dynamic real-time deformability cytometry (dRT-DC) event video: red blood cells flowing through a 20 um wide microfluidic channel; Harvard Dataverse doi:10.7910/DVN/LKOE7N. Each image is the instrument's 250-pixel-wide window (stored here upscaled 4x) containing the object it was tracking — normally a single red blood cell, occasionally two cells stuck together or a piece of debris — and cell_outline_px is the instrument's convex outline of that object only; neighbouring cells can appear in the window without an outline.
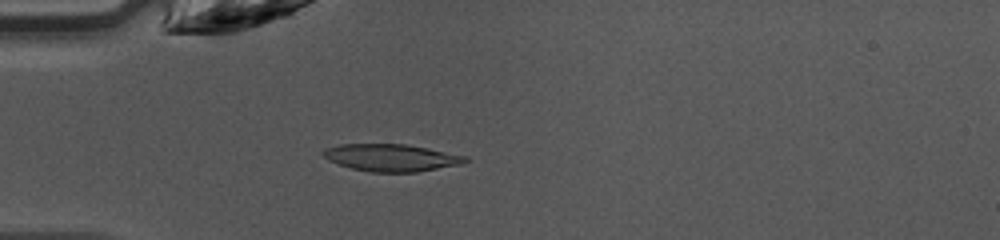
{"species": "common noctule bat (a hibernating species)", "species_latin": "Nyctalus noctula", "temperature_condition": "warm", "stored_images_in_passage": 46, "camera_frame_rate_fps": 3000, "um_per_image_px": 0.085, "animal": {"sex": "female", "body_mass_g": 10.0, "forearm_length_mm": 53.1}, "frame": {"image": 1, "passage_image": 13, "time_ms": 4.0, "image_size_px": [1000, 240], "cell_outline_px": [[468, 160], [460, 164], [416, 172], [372, 172], [352, 168], [328, 160], [320, 152], [324, 148], [340, 144], [408, 144], [468, 156]], "centroid_in_image_um": [33.24, 13.39], "position_along_channel_um": 51.8, "area_um2": 22.48}}
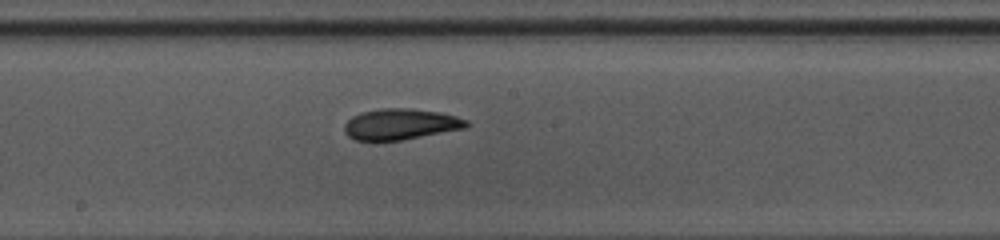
{"frame": {"image": 2, "passage_image": 25, "time_ms": 8.0, "image_size_px": [1000, 240], "cell_outline_px": [[468, 124], [464, 128], [400, 140], [356, 140], [348, 136], [344, 132], [344, 124], [352, 116], [360, 112], [384, 108], [412, 108], [440, 112], [456, 116], [468, 120]], "centroid_in_image_um": [34.02, 10.54], "position_along_channel_um": 214.2, "area_um2": 21.85}}
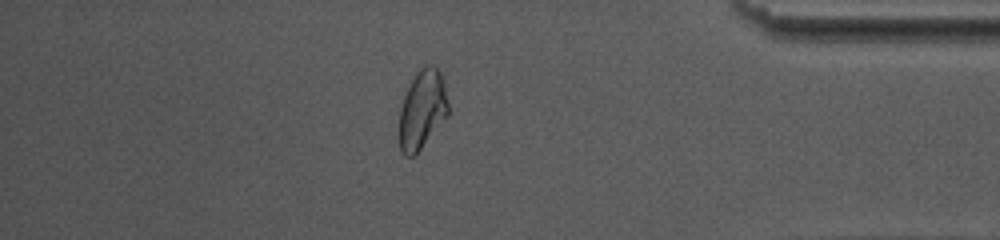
{"frame": {"image": 3, "passage_image": 40, "time_ms": 13.0, "image_size_px": [1000, 240], "cell_outline_px": [[448, 116], [420, 148], [412, 156], [404, 156], [400, 148], [400, 108], [404, 96], [416, 72], [424, 64], [432, 64], [440, 72], [444, 80], [448, 104]], "centroid_in_image_um": [35.91, 9.26], "position_along_channel_um": 399.3, "area_um2": 22.25}, "authors_computed_cell_mechanics": {"area_um2": 22.1085, "velocity_mm_per_s": 4.2639, "shape_relaxation_time_tau1_ms": 3.7597, "shape_relaxation_time_tau2_ms": 1.8274, "deformation_change_tau1": 0.1384, "deformation_change_tau2": 0.0694}}